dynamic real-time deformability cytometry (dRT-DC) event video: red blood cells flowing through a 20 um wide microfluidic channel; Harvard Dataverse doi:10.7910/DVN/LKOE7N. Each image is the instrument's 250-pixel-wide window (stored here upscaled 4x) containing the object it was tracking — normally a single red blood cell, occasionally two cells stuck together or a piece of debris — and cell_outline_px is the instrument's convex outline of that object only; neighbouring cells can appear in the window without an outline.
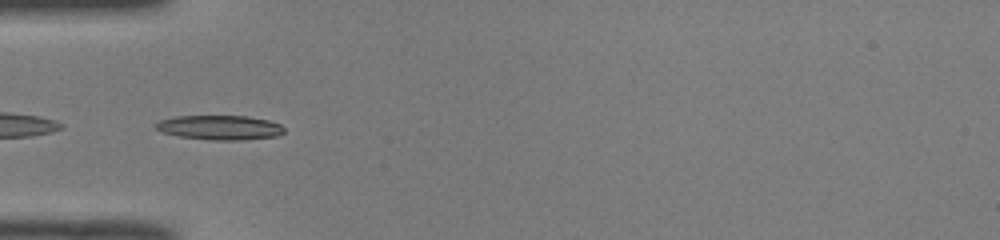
{"species": "common noctule bat (a hibernating species)", "species_latin": "Nyctalus noctula", "temperature_condition": "room temperature", "stored_images_in_passage": 35, "camera_frame_rate_fps": 3000, "um_per_image_px": 0.085, "animal": {"sex": "male", "body_mass_g": 19.0, "forearm_length_mm": 50.8}, "frame": {"image": 1, "passage_image": 1, "time_ms": 0.0, "image_size_px": [1000, 240], "cell_outline_px": [[284, 132], [276, 136], [240, 140], [216, 140], [176, 136], [164, 132], [156, 128], [156, 124], [160, 120], [176, 116], [248, 116], [268, 120], [280, 124], [284, 128]], "centroid_in_image_um": [18.7, 10.83], "position_along_channel_um": 66.3, "area_um2": 18.15}}
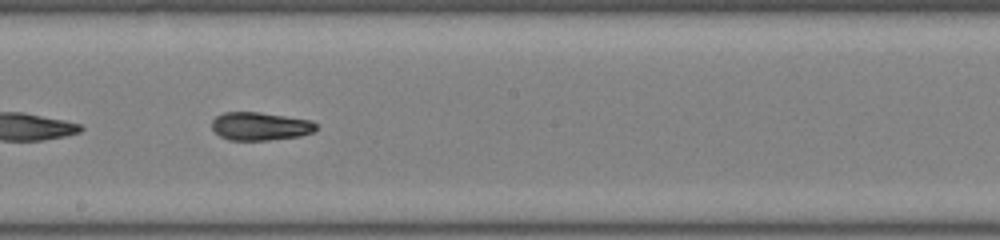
{"frame": {"image": 2, "passage_image": 13, "time_ms": 4.0, "image_size_px": [1000, 240], "cell_outline_px": [[316, 128], [312, 132], [300, 136], [268, 140], [228, 140], [220, 136], [212, 128], [212, 120], [216, 116], [224, 112], [260, 112], [312, 120], [316, 124]], "centroid_in_image_um": [22.1, 10.72], "position_along_channel_um": 226.1, "area_um2": 17.11}}
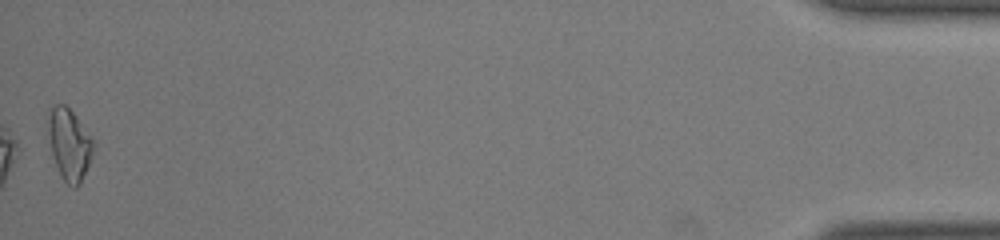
{"frame": {"image": 3, "passage_image": 35, "time_ms": 11.333, "image_size_px": [1000, 240], "cell_outline_px": [[96, 144], [80, 184], [76, 188], [72, 188], [60, 176], [52, 156], [48, 128], [48, 108], [56, 104], [64, 104], [76, 116], [92, 136]], "centroid_in_image_um": [5.89, 12.26], "position_along_channel_um": 429.3, "area_um2": 18.96}, "authors_computed_cell_mechanics": {"area_um2": 17.1666, "velocity_mm_per_s": 4.0203, "shape_relaxation_time_tau1_ms": 7.6425, "shape_relaxation_time_tau2_ms": 3.1902, "deformation_change_tau1": 0.2423, "deformation_change_tau2": 0.1001}}